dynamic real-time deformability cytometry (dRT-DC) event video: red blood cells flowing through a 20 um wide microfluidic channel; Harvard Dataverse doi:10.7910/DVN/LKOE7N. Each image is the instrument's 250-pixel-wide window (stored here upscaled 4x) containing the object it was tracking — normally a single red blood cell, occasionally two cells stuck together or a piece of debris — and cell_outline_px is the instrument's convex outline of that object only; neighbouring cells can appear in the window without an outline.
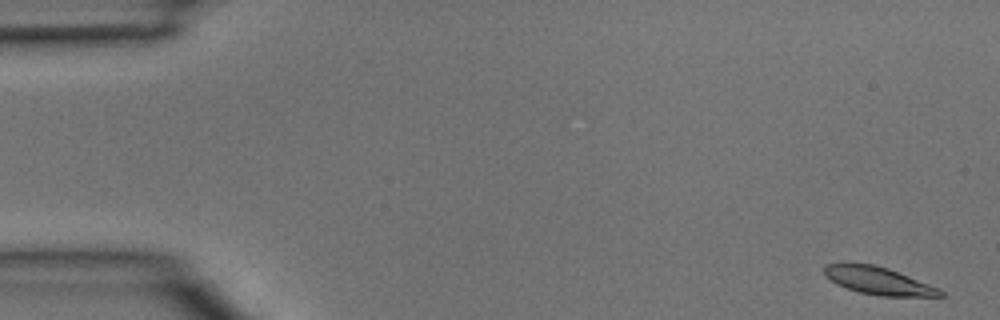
{"species": "common noctule bat (a hibernating species)", "species_latin": "Nyctalus noctula", "temperature_condition": "room temperature", "stored_images_in_passage": 4, "camera_frame_rate_fps": 3000, "um_per_image_px": 0.085, "animal": {"sex": "male", "body_mass_g": 15.6}, "frame": {"image": 1, "passage_image": 1, "time_ms": 0.0, "image_size_px": [1000, 320], "cell_outline_px": [[944, 296], [880, 296], [860, 292], [836, 284], [824, 276], [824, 264], [844, 260], [848, 260], [872, 264], [888, 268], [940, 288], [944, 292]], "centroid_in_image_um": [74.57, 23.81], "position_along_channel_um": 10.4, "area_um2": 19.19}}
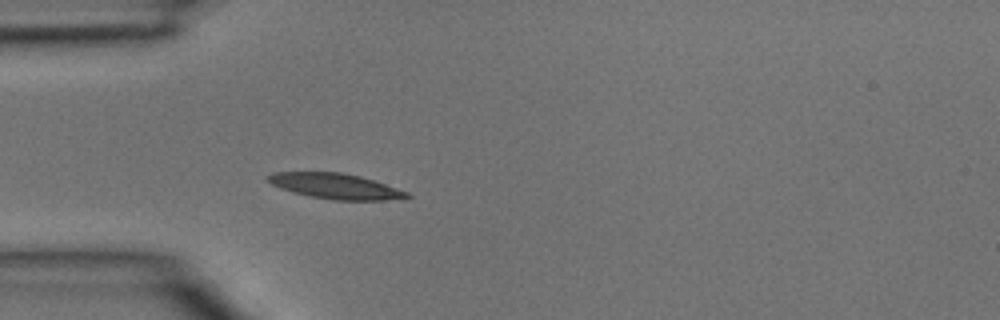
{"frame": {"image": 2, "passage_image": 4, "time_ms": 1.0, "image_size_px": [1000, 320], "cell_outline_px": [[412, 196], [384, 200], [336, 200], [312, 196], [292, 192], [280, 188], [264, 180], [264, 176], [272, 172], [340, 172], [360, 176], [408, 192]], "centroid_in_image_um": [28.42, 15.81], "position_along_channel_um": 56.6, "area_um2": 20.4}}